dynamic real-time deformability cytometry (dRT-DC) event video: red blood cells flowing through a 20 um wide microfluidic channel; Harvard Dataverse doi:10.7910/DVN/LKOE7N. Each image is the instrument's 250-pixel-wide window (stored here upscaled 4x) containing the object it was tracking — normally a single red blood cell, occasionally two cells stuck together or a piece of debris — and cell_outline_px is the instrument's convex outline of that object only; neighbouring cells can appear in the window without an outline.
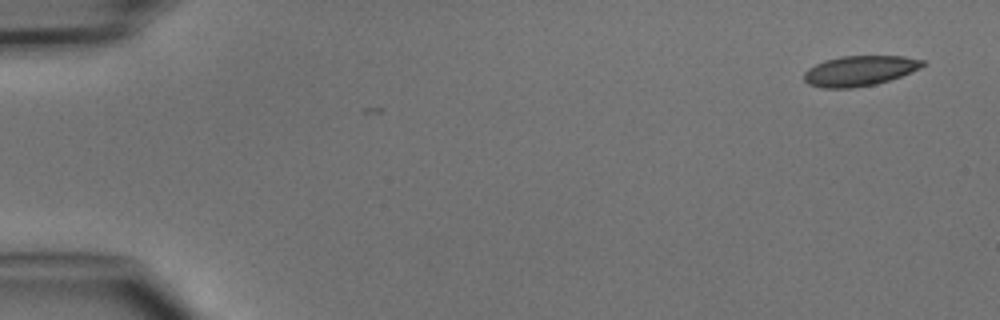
{"species": "common noctule bat (a hibernating species)", "species_latin": "Nyctalus noctula", "temperature_condition": "cold", "stored_images_in_passage": 2, "camera_frame_rate_fps": 3000, "um_per_image_px": 0.085, "animal": {"sex": "male", "body_mass_g": 15.6}, "frame": {"image": 1, "passage_image": 2, "time_ms": 1.0, "image_size_px": [1000, 320], "cell_outline_px": [[928, 64], [920, 68], [900, 76], [876, 84], [852, 88], [820, 88], [808, 84], [804, 80], [804, 72], [808, 68], [824, 60], [840, 56], [904, 56], [924, 60]], "centroid_in_image_um": [73.06, 6.01], "position_along_channel_um": 11.9, "area_um2": 20.98}}